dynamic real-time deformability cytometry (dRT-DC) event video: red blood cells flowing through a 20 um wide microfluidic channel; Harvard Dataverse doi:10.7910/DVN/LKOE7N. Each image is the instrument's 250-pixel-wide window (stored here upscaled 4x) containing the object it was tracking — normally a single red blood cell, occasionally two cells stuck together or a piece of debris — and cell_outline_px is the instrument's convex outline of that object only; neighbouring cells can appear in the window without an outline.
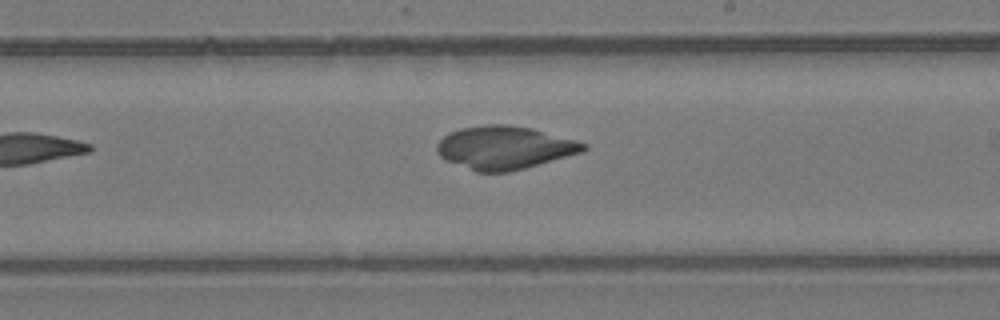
{"species": "common noctule bat (a hibernating species)", "species_latin": "Nyctalus noctula", "temperature_condition": "room temperature", "stored_images_in_passage": 10, "segment_of_instrument_passage": [1, 2], "camera_frame_rate_fps": 3000, "um_per_image_px": 0.085, "animal": {"sex": "female", "body_mass_g": 24.6, "forearm_length_mm": 56.2}, "frame": {"image": 1, "passage_image": 9, "time_ms": 10.333, "image_size_px": [1000, 320], "cell_outline_px": [[588, 148], [580, 152], [524, 168], [508, 172], [476, 172], [444, 160], [436, 152], [436, 144], [448, 132], [460, 128], [488, 124], [508, 124], [532, 128], [588, 144]], "centroid_in_image_um": [42.81, 12.54], "position_along_channel_um": 246.2, "area_um2": 36.7}}